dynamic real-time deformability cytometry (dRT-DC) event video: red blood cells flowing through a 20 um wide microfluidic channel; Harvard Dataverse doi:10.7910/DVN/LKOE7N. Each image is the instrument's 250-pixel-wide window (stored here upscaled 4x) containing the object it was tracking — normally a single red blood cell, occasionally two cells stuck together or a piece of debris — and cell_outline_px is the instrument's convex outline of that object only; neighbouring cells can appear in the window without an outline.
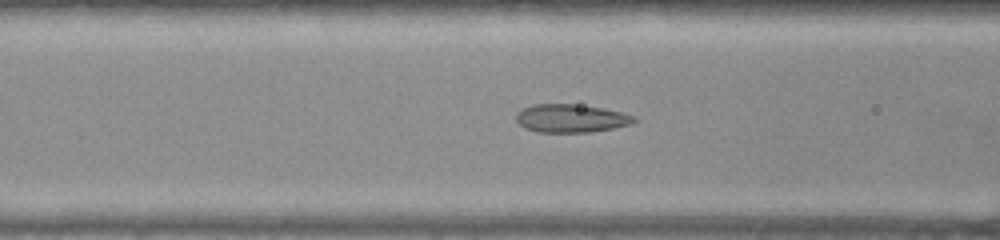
{"species": "common noctule bat (a hibernating species)", "species_latin": "Nyctalus noctula", "temperature_condition": "warm", "stored_images_in_passage": 27, "camera_frame_rate_fps": 3000, "um_per_image_px": 0.085, "animal": {"sex": "female", "body_mass_g": 22.0, "forearm_length_mm": 56.7}, "frame": {"image": 1, "passage_image": 6, "time_ms": 1.667, "image_size_px": [1000, 240], "cell_outline_px": [[640, 120], [632, 124], [592, 132], [536, 132], [524, 128], [516, 120], [516, 112], [532, 104], [576, 104], [604, 108], [624, 112], [636, 116]], "centroid_in_image_um": [48.58, 10.05], "position_along_channel_um": 118.0, "area_um2": 19.71}}
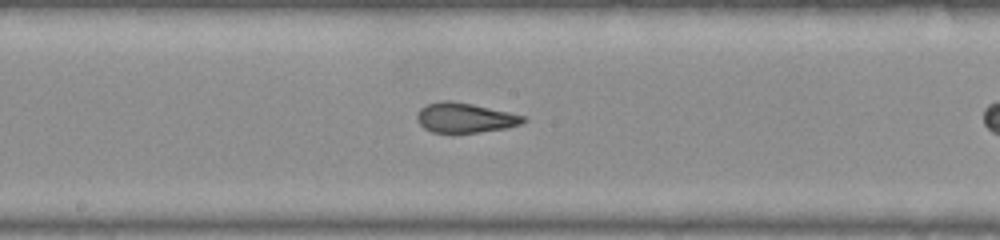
{"frame": {"image": 2, "passage_image": 13, "time_ms": 4.0, "image_size_px": [1000, 240], "cell_outline_px": [[528, 120], [520, 124], [508, 128], [452, 136], [432, 132], [424, 128], [416, 120], [416, 116], [420, 108], [428, 104], [440, 100], [452, 100], [472, 104], [508, 112], [524, 116]], "centroid_in_image_um": [39.48, 10.05], "position_along_channel_um": 208.7, "area_um2": 19.13}}
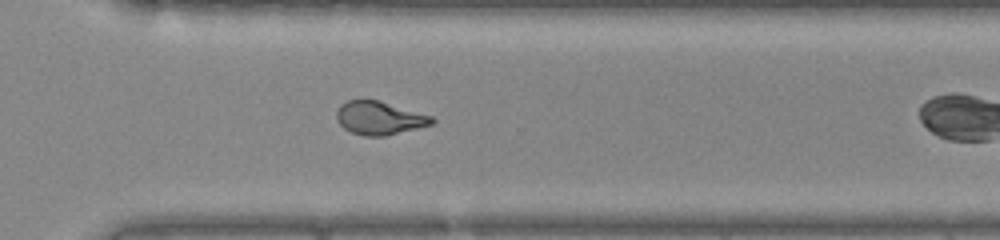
{"frame": {"image": 3, "passage_image": 23, "time_ms": 7.333, "image_size_px": [1000, 240], "cell_outline_px": [[436, 120], [432, 124], [384, 136], [364, 136], [352, 132], [344, 128], [336, 120], [336, 112], [340, 104], [348, 100], [376, 100], [432, 116]], "centroid_in_image_um": [32.21, 10.03], "position_along_channel_um": 338.4, "area_um2": 18.21}}